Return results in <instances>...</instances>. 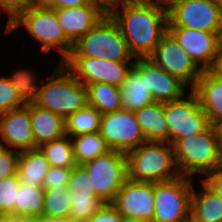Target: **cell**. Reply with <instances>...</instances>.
I'll use <instances>...</instances> for the list:
<instances>
[{
    "label": "cell",
    "instance_id": "6da1fadb",
    "mask_svg": "<svg viewBox=\"0 0 222 222\" xmlns=\"http://www.w3.org/2000/svg\"><path fill=\"white\" fill-rule=\"evenodd\" d=\"M134 58H148L168 32L167 8L151 1H120L108 7Z\"/></svg>",
    "mask_w": 222,
    "mask_h": 222
},
{
    "label": "cell",
    "instance_id": "7a4b0ae2",
    "mask_svg": "<svg viewBox=\"0 0 222 222\" xmlns=\"http://www.w3.org/2000/svg\"><path fill=\"white\" fill-rule=\"evenodd\" d=\"M176 165L181 176L205 177L222 166L220 128L210 126L205 132L177 139L173 144Z\"/></svg>",
    "mask_w": 222,
    "mask_h": 222
},
{
    "label": "cell",
    "instance_id": "3957f363",
    "mask_svg": "<svg viewBox=\"0 0 222 222\" xmlns=\"http://www.w3.org/2000/svg\"><path fill=\"white\" fill-rule=\"evenodd\" d=\"M47 78V79H46ZM42 80L34 103L66 119L88 105L87 88L63 64Z\"/></svg>",
    "mask_w": 222,
    "mask_h": 222
},
{
    "label": "cell",
    "instance_id": "277c9868",
    "mask_svg": "<svg viewBox=\"0 0 222 222\" xmlns=\"http://www.w3.org/2000/svg\"><path fill=\"white\" fill-rule=\"evenodd\" d=\"M125 155L129 180L159 183L181 176L168 142H146Z\"/></svg>",
    "mask_w": 222,
    "mask_h": 222
},
{
    "label": "cell",
    "instance_id": "5b68a950",
    "mask_svg": "<svg viewBox=\"0 0 222 222\" xmlns=\"http://www.w3.org/2000/svg\"><path fill=\"white\" fill-rule=\"evenodd\" d=\"M19 27L25 28L31 38L41 43L42 53L48 54L52 50L59 52L61 54L59 64H62L73 50V44L59 25L55 9L33 6L5 28L4 32L10 34Z\"/></svg>",
    "mask_w": 222,
    "mask_h": 222
},
{
    "label": "cell",
    "instance_id": "8992f818",
    "mask_svg": "<svg viewBox=\"0 0 222 222\" xmlns=\"http://www.w3.org/2000/svg\"><path fill=\"white\" fill-rule=\"evenodd\" d=\"M68 57H89L114 62H134L126 41L109 15L73 44Z\"/></svg>",
    "mask_w": 222,
    "mask_h": 222
},
{
    "label": "cell",
    "instance_id": "52a82bcc",
    "mask_svg": "<svg viewBox=\"0 0 222 222\" xmlns=\"http://www.w3.org/2000/svg\"><path fill=\"white\" fill-rule=\"evenodd\" d=\"M192 184V178L186 176L168 182L153 183V222H189Z\"/></svg>",
    "mask_w": 222,
    "mask_h": 222
},
{
    "label": "cell",
    "instance_id": "ba28073f",
    "mask_svg": "<svg viewBox=\"0 0 222 222\" xmlns=\"http://www.w3.org/2000/svg\"><path fill=\"white\" fill-rule=\"evenodd\" d=\"M81 166L90 178L95 195L105 203H112L128 180L126 155L120 151L112 150Z\"/></svg>",
    "mask_w": 222,
    "mask_h": 222
},
{
    "label": "cell",
    "instance_id": "9c48e42d",
    "mask_svg": "<svg viewBox=\"0 0 222 222\" xmlns=\"http://www.w3.org/2000/svg\"><path fill=\"white\" fill-rule=\"evenodd\" d=\"M167 12L168 27L215 33L222 39V18L216 0H179Z\"/></svg>",
    "mask_w": 222,
    "mask_h": 222
},
{
    "label": "cell",
    "instance_id": "30bf717a",
    "mask_svg": "<svg viewBox=\"0 0 222 222\" xmlns=\"http://www.w3.org/2000/svg\"><path fill=\"white\" fill-rule=\"evenodd\" d=\"M189 91L179 100L164 103V114L171 145L177 139L203 133L211 126L197 97L191 90Z\"/></svg>",
    "mask_w": 222,
    "mask_h": 222
},
{
    "label": "cell",
    "instance_id": "8fae6325",
    "mask_svg": "<svg viewBox=\"0 0 222 222\" xmlns=\"http://www.w3.org/2000/svg\"><path fill=\"white\" fill-rule=\"evenodd\" d=\"M64 67L82 84L106 83L120 88L134 62H114L89 57H67Z\"/></svg>",
    "mask_w": 222,
    "mask_h": 222
},
{
    "label": "cell",
    "instance_id": "7c38bea8",
    "mask_svg": "<svg viewBox=\"0 0 222 222\" xmlns=\"http://www.w3.org/2000/svg\"><path fill=\"white\" fill-rule=\"evenodd\" d=\"M100 134L111 150L125 154L146 143L134 112L123 109L102 115Z\"/></svg>",
    "mask_w": 222,
    "mask_h": 222
},
{
    "label": "cell",
    "instance_id": "4fadbf2b",
    "mask_svg": "<svg viewBox=\"0 0 222 222\" xmlns=\"http://www.w3.org/2000/svg\"><path fill=\"white\" fill-rule=\"evenodd\" d=\"M148 59L168 74L179 78L190 90L203 72L169 32L161 38Z\"/></svg>",
    "mask_w": 222,
    "mask_h": 222
},
{
    "label": "cell",
    "instance_id": "5bb4252c",
    "mask_svg": "<svg viewBox=\"0 0 222 222\" xmlns=\"http://www.w3.org/2000/svg\"><path fill=\"white\" fill-rule=\"evenodd\" d=\"M111 204L122 216L153 222L155 212L153 182L128 179Z\"/></svg>",
    "mask_w": 222,
    "mask_h": 222
},
{
    "label": "cell",
    "instance_id": "9a60e30c",
    "mask_svg": "<svg viewBox=\"0 0 222 222\" xmlns=\"http://www.w3.org/2000/svg\"><path fill=\"white\" fill-rule=\"evenodd\" d=\"M133 67L145 78V84L150 90L155 102H171L183 98L188 86L179 78L168 74L156 66L148 58H135Z\"/></svg>",
    "mask_w": 222,
    "mask_h": 222
},
{
    "label": "cell",
    "instance_id": "2e32d148",
    "mask_svg": "<svg viewBox=\"0 0 222 222\" xmlns=\"http://www.w3.org/2000/svg\"><path fill=\"white\" fill-rule=\"evenodd\" d=\"M168 32L202 71L211 66L222 44V39L215 33L184 27H168Z\"/></svg>",
    "mask_w": 222,
    "mask_h": 222
},
{
    "label": "cell",
    "instance_id": "e0dca14e",
    "mask_svg": "<svg viewBox=\"0 0 222 222\" xmlns=\"http://www.w3.org/2000/svg\"><path fill=\"white\" fill-rule=\"evenodd\" d=\"M0 146L19 153L36 148L29 117V103L0 114Z\"/></svg>",
    "mask_w": 222,
    "mask_h": 222
},
{
    "label": "cell",
    "instance_id": "ac0fdd59",
    "mask_svg": "<svg viewBox=\"0 0 222 222\" xmlns=\"http://www.w3.org/2000/svg\"><path fill=\"white\" fill-rule=\"evenodd\" d=\"M67 188L71 191L72 202L69 217L74 221H87L106 204L95 195L90 178L81 165L73 168Z\"/></svg>",
    "mask_w": 222,
    "mask_h": 222
},
{
    "label": "cell",
    "instance_id": "d6986e66",
    "mask_svg": "<svg viewBox=\"0 0 222 222\" xmlns=\"http://www.w3.org/2000/svg\"><path fill=\"white\" fill-rule=\"evenodd\" d=\"M55 11L62 31L72 44L108 15V8L104 4L55 9Z\"/></svg>",
    "mask_w": 222,
    "mask_h": 222
},
{
    "label": "cell",
    "instance_id": "ffe728a7",
    "mask_svg": "<svg viewBox=\"0 0 222 222\" xmlns=\"http://www.w3.org/2000/svg\"><path fill=\"white\" fill-rule=\"evenodd\" d=\"M201 109L208 116L212 126H222V81L203 71L196 85L191 89Z\"/></svg>",
    "mask_w": 222,
    "mask_h": 222
},
{
    "label": "cell",
    "instance_id": "44dd1931",
    "mask_svg": "<svg viewBox=\"0 0 222 222\" xmlns=\"http://www.w3.org/2000/svg\"><path fill=\"white\" fill-rule=\"evenodd\" d=\"M29 117L36 148L65 136V119L54 112L29 103Z\"/></svg>",
    "mask_w": 222,
    "mask_h": 222
},
{
    "label": "cell",
    "instance_id": "7402d4cb",
    "mask_svg": "<svg viewBox=\"0 0 222 222\" xmlns=\"http://www.w3.org/2000/svg\"><path fill=\"white\" fill-rule=\"evenodd\" d=\"M134 115L146 142L169 143V130L164 114V103L154 102L134 111Z\"/></svg>",
    "mask_w": 222,
    "mask_h": 222
},
{
    "label": "cell",
    "instance_id": "603a6c76",
    "mask_svg": "<svg viewBox=\"0 0 222 222\" xmlns=\"http://www.w3.org/2000/svg\"><path fill=\"white\" fill-rule=\"evenodd\" d=\"M202 188L191 193V219L194 222H222V198L202 179Z\"/></svg>",
    "mask_w": 222,
    "mask_h": 222
},
{
    "label": "cell",
    "instance_id": "cb8c5ba5",
    "mask_svg": "<svg viewBox=\"0 0 222 222\" xmlns=\"http://www.w3.org/2000/svg\"><path fill=\"white\" fill-rule=\"evenodd\" d=\"M50 164L39 148L19 153L17 174L20 184L42 187Z\"/></svg>",
    "mask_w": 222,
    "mask_h": 222
},
{
    "label": "cell",
    "instance_id": "d4e9b609",
    "mask_svg": "<svg viewBox=\"0 0 222 222\" xmlns=\"http://www.w3.org/2000/svg\"><path fill=\"white\" fill-rule=\"evenodd\" d=\"M123 110L136 111L153 104L152 94L145 84V78L132 66L126 76V81L120 87Z\"/></svg>",
    "mask_w": 222,
    "mask_h": 222
},
{
    "label": "cell",
    "instance_id": "484cf974",
    "mask_svg": "<svg viewBox=\"0 0 222 222\" xmlns=\"http://www.w3.org/2000/svg\"><path fill=\"white\" fill-rule=\"evenodd\" d=\"M86 88L88 105L102 115L123 109L120 88L106 83L89 84Z\"/></svg>",
    "mask_w": 222,
    "mask_h": 222
},
{
    "label": "cell",
    "instance_id": "4316f807",
    "mask_svg": "<svg viewBox=\"0 0 222 222\" xmlns=\"http://www.w3.org/2000/svg\"><path fill=\"white\" fill-rule=\"evenodd\" d=\"M73 145L74 158L77 165L94 160L108 154L111 148L101 137L100 132L70 137Z\"/></svg>",
    "mask_w": 222,
    "mask_h": 222
},
{
    "label": "cell",
    "instance_id": "83f0119b",
    "mask_svg": "<svg viewBox=\"0 0 222 222\" xmlns=\"http://www.w3.org/2000/svg\"><path fill=\"white\" fill-rule=\"evenodd\" d=\"M44 194L42 187L20 185L15 201L14 215L37 220L42 218L44 210Z\"/></svg>",
    "mask_w": 222,
    "mask_h": 222
},
{
    "label": "cell",
    "instance_id": "f1b7e54d",
    "mask_svg": "<svg viewBox=\"0 0 222 222\" xmlns=\"http://www.w3.org/2000/svg\"><path fill=\"white\" fill-rule=\"evenodd\" d=\"M102 114L87 105L65 119V133L69 137L100 132Z\"/></svg>",
    "mask_w": 222,
    "mask_h": 222
},
{
    "label": "cell",
    "instance_id": "f546056e",
    "mask_svg": "<svg viewBox=\"0 0 222 222\" xmlns=\"http://www.w3.org/2000/svg\"><path fill=\"white\" fill-rule=\"evenodd\" d=\"M38 148L48 160L50 167L74 168L77 166L72 141L67 135Z\"/></svg>",
    "mask_w": 222,
    "mask_h": 222
},
{
    "label": "cell",
    "instance_id": "4dcf8cb0",
    "mask_svg": "<svg viewBox=\"0 0 222 222\" xmlns=\"http://www.w3.org/2000/svg\"><path fill=\"white\" fill-rule=\"evenodd\" d=\"M71 191L67 186L45 190L43 218H65L70 215L72 206Z\"/></svg>",
    "mask_w": 222,
    "mask_h": 222
},
{
    "label": "cell",
    "instance_id": "1f68e13d",
    "mask_svg": "<svg viewBox=\"0 0 222 222\" xmlns=\"http://www.w3.org/2000/svg\"><path fill=\"white\" fill-rule=\"evenodd\" d=\"M36 76V72L25 67L23 69H17V71H14L10 76H7L25 103L34 102L42 86L41 82L40 84L38 83V76Z\"/></svg>",
    "mask_w": 222,
    "mask_h": 222
},
{
    "label": "cell",
    "instance_id": "d6a6232c",
    "mask_svg": "<svg viewBox=\"0 0 222 222\" xmlns=\"http://www.w3.org/2000/svg\"><path fill=\"white\" fill-rule=\"evenodd\" d=\"M20 185L18 174L0 180V215H14V206Z\"/></svg>",
    "mask_w": 222,
    "mask_h": 222
},
{
    "label": "cell",
    "instance_id": "836d02e7",
    "mask_svg": "<svg viewBox=\"0 0 222 222\" xmlns=\"http://www.w3.org/2000/svg\"><path fill=\"white\" fill-rule=\"evenodd\" d=\"M26 103L21 99L15 87L5 76H0V114L21 108Z\"/></svg>",
    "mask_w": 222,
    "mask_h": 222
},
{
    "label": "cell",
    "instance_id": "e575fe53",
    "mask_svg": "<svg viewBox=\"0 0 222 222\" xmlns=\"http://www.w3.org/2000/svg\"><path fill=\"white\" fill-rule=\"evenodd\" d=\"M33 6L34 0H0V15L4 12L8 17L6 28Z\"/></svg>",
    "mask_w": 222,
    "mask_h": 222
},
{
    "label": "cell",
    "instance_id": "d590c367",
    "mask_svg": "<svg viewBox=\"0 0 222 222\" xmlns=\"http://www.w3.org/2000/svg\"><path fill=\"white\" fill-rule=\"evenodd\" d=\"M19 152L0 146V180L17 175Z\"/></svg>",
    "mask_w": 222,
    "mask_h": 222
},
{
    "label": "cell",
    "instance_id": "8d00e7d4",
    "mask_svg": "<svg viewBox=\"0 0 222 222\" xmlns=\"http://www.w3.org/2000/svg\"><path fill=\"white\" fill-rule=\"evenodd\" d=\"M73 168L50 167L42 183L44 190L67 186Z\"/></svg>",
    "mask_w": 222,
    "mask_h": 222
},
{
    "label": "cell",
    "instance_id": "74e56055",
    "mask_svg": "<svg viewBox=\"0 0 222 222\" xmlns=\"http://www.w3.org/2000/svg\"><path fill=\"white\" fill-rule=\"evenodd\" d=\"M122 215L116 210L111 203H106L105 206L96 212L90 219L84 222H121Z\"/></svg>",
    "mask_w": 222,
    "mask_h": 222
},
{
    "label": "cell",
    "instance_id": "f35d334b",
    "mask_svg": "<svg viewBox=\"0 0 222 222\" xmlns=\"http://www.w3.org/2000/svg\"><path fill=\"white\" fill-rule=\"evenodd\" d=\"M202 180L222 198V166L208 173Z\"/></svg>",
    "mask_w": 222,
    "mask_h": 222
},
{
    "label": "cell",
    "instance_id": "ab89813d",
    "mask_svg": "<svg viewBox=\"0 0 222 222\" xmlns=\"http://www.w3.org/2000/svg\"><path fill=\"white\" fill-rule=\"evenodd\" d=\"M90 4H103L97 0H54L48 7L52 9H63L81 7Z\"/></svg>",
    "mask_w": 222,
    "mask_h": 222
},
{
    "label": "cell",
    "instance_id": "60d3db41",
    "mask_svg": "<svg viewBox=\"0 0 222 222\" xmlns=\"http://www.w3.org/2000/svg\"><path fill=\"white\" fill-rule=\"evenodd\" d=\"M206 71L215 79L222 81V44L220 45L211 66Z\"/></svg>",
    "mask_w": 222,
    "mask_h": 222
},
{
    "label": "cell",
    "instance_id": "b9f144b4",
    "mask_svg": "<svg viewBox=\"0 0 222 222\" xmlns=\"http://www.w3.org/2000/svg\"><path fill=\"white\" fill-rule=\"evenodd\" d=\"M0 222H34V220L19 215H0Z\"/></svg>",
    "mask_w": 222,
    "mask_h": 222
},
{
    "label": "cell",
    "instance_id": "7bdbcfd3",
    "mask_svg": "<svg viewBox=\"0 0 222 222\" xmlns=\"http://www.w3.org/2000/svg\"><path fill=\"white\" fill-rule=\"evenodd\" d=\"M34 222H77L72 220L70 217L65 218H39L37 220H34Z\"/></svg>",
    "mask_w": 222,
    "mask_h": 222
},
{
    "label": "cell",
    "instance_id": "ee69618b",
    "mask_svg": "<svg viewBox=\"0 0 222 222\" xmlns=\"http://www.w3.org/2000/svg\"><path fill=\"white\" fill-rule=\"evenodd\" d=\"M151 1L153 3H157L158 5H161L165 8L170 7L173 3L179 1V0H148Z\"/></svg>",
    "mask_w": 222,
    "mask_h": 222
},
{
    "label": "cell",
    "instance_id": "f6af8a7d",
    "mask_svg": "<svg viewBox=\"0 0 222 222\" xmlns=\"http://www.w3.org/2000/svg\"><path fill=\"white\" fill-rule=\"evenodd\" d=\"M35 6L48 7L54 0H34Z\"/></svg>",
    "mask_w": 222,
    "mask_h": 222
},
{
    "label": "cell",
    "instance_id": "bcb514c9",
    "mask_svg": "<svg viewBox=\"0 0 222 222\" xmlns=\"http://www.w3.org/2000/svg\"><path fill=\"white\" fill-rule=\"evenodd\" d=\"M121 222H147L138 218H131V217H125L122 216V221Z\"/></svg>",
    "mask_w": 222,
    "mask_h": 222
},
{
    "label": "cell",
    "instance_id": "7dc6e473",
    "mask_svg": "<svg viewBox=\"0 0 222 222\" xmlns=\"http://www.w3.org/2000/svg\"><path fill=\"white\" fill-rule=\"evenodd\" d=\"M97 1L102 2L108 8L110 5L118 3L121 0H97Z\"/></svg>",
    "mask_w": 222,
    "mask_h": 222
},
{
    "label": "cell",
    "instance_id": "c3c4849f",
    "mask_svg": "<svg viewBox=\"0 0 222 222\" xmlns=\"http://www.w3.org/2000/svg\"><path fill=\"white\" fill-rule=\"evenodd\" d=\"M216 3H217V7L219 9V13H220L221 18H222V0H216Z\"/></svg>",
    "mask_w": 222,
    "mask_h": 222
},
{
    "label": "cell",
    "instance_id": "681fc988",
    "mask_svg": "<svg viewBox=\"0 0 222 222\" xmlns=\"http://www.w3.org/2000/svg\"><path fill=\"white\" fill-rule=\"evenodd\" d=\"M121 1H138V0H121ZM139 1H148V0H139Z\"/></svg>",
    "mask_w": 222,
    "mask_h": 222
}]
</instances>
